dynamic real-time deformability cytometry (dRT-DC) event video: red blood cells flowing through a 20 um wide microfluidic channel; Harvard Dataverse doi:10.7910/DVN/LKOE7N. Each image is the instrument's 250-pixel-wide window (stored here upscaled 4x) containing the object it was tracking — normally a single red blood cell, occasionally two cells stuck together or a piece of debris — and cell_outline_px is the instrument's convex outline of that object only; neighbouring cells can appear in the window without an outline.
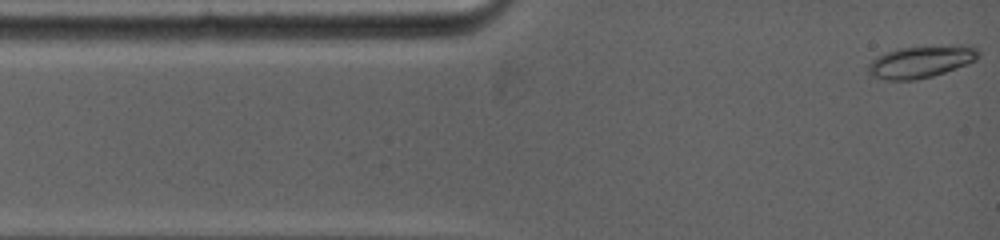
{"species": "common noctule bat (a hibernating species)", "species_latin": "Nyctalus noctula", "temperature_condition": "warm", "stored_images_in_passage": 24, "camera_frame_rate_fps": 5000, "um_per_image_px": 0.085, "animal": {"sex": "female", "body_mass_g": 19.0, "forearm_length_mm": 53.3}, "frame": {"image": 1, "passage_image": 1, "time_ms": 0.0, "image_size_px": [1000, 240], "cell_outline_px": [[980, 52], [976, 60], [944, 72], [932, 76], [916, 80], [888, 80], [876, 76], [868, 68], [868, 64], [876, 56], [896, 48], [956, 44], [972, 44]], "centroid_in_image_um": [78.34, 5.2], "position_along_channel_um": 6.7, "area_um2": 20.63}}
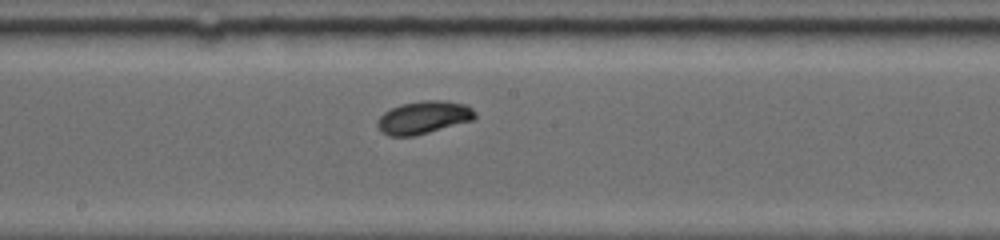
{"frame": {"image": 2, "passage_image": 15, "time_ms": 6.6, "image_size_px": [1000, 240], "cell_outline_px": [[476, 116], [472, 120], [412, 136], [388, 136], [376, 124], [380, 116], [384, 112], [400, 104], [424, 100], [444, 100], [468, 104], [476, 112]], "centroid_in_image_um": [36.03, 9.95], "position_along_channel_um": 212.2, "area_um2": 18.44}}
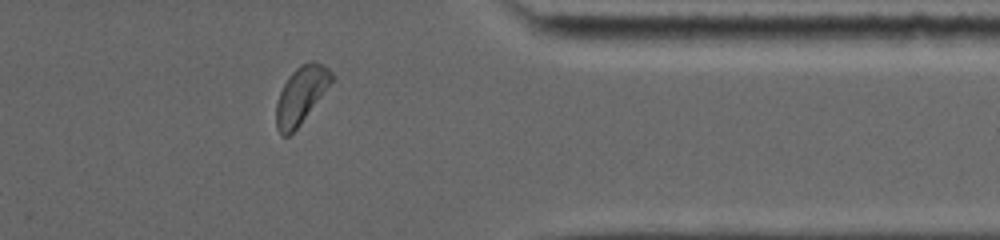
{"frame": {"image": 3, "passage_image": 23, "time_ms": 11.4, "image_size_px": [1000, 240], "cell_outline_px": [[336, 76], [300, 124], [288, 136], [280, 136], [276, 128], [276, 104], [280, 92], [288, 76], [300, 64], [312, 60], [316, 60], [328, 68]], "centroid_in_image_um": [25.58, 8.06], "position_along_channel_um": 385.8, "area_um2": 18.38}}